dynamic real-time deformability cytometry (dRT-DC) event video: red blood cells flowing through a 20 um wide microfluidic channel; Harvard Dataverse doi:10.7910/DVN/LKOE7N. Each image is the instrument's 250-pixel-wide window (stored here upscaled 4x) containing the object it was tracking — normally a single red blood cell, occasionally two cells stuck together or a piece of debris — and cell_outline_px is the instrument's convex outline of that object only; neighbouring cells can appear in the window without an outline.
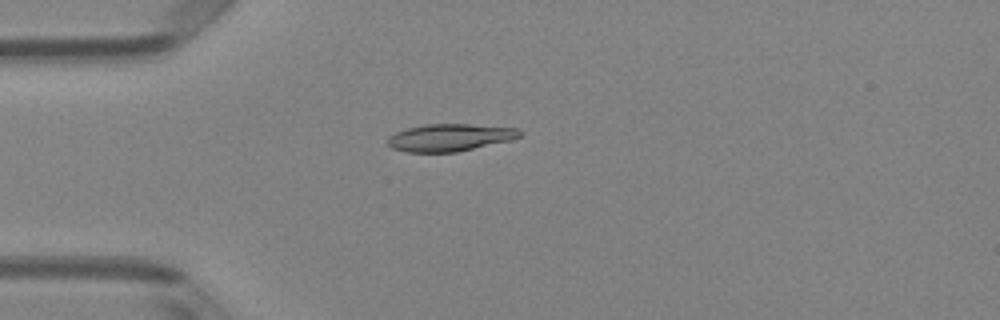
{"species": "Egyptian fruit bat (a non-hibernating species)", "species_latin": "Rousettus aegyptiacus", "temperature_condition": "room temperature", "stored_images_in_passage": 3, "camera_frame_rate_fps": 3000, "um_per_image_px": 0.085, "animal": {"sex": "female"}, "frame": {"image": 1, "passage_image": 2, "time_ms": 0.333, "image_size_px": [1000, 320], "cell_outline_px": [[524, 132], [520, 136], [512, 140], [456, 152], [408, 152], [392, 148], [388, 144], [388, 136], [396, 132], [408, 128], [424, 124], [468, 124], [516, 128]], "centroid_in_image_um": [38.25, 11.69], "position_along_channel_um": 46.8, "area_um2": 20.98}}